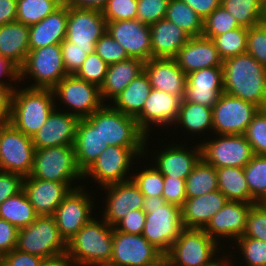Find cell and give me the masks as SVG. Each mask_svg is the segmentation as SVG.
I'll return each instance as SVG.
<instances>
[{
  "label": "cell",
  "instance_id": "obj_1",
  "mask_svg": "<svg viewBox=\"0 0 266 266\" xmlns=\"http://www.w3.org/2000/svg\"><path fill=\"white\" fill-rule=\"evenodd\" d=\"M224 93L266 109V68L245 53L223 61Z\"/></svg>",
  "mask_w": 266,
  "mask_h": 266
},
{
  "label": "cell",
  "instance_id": "obj_2",
  "mask_svg": "<svg viewBox=\"0 0 266 266\" xmlns=\"http://www.w3.org/2000/svg\"><path fill=\"white\" fill-rule=\"evenodd\" d=\"M102 221L92 218L67 242L66 255L75 266H107L110 263L113 227Z\"/></svg>",
  "mask_w": 266,
  "mask_h": 266
},
{
  "label": "cell",
  "instance_id": "obj_3",
  "mask_svg": "<svg viewBox=\"0 0 266 266\" xmlns=\"http://www.w3.org/2000/svg\"><path fill=\"white\" fill-rule=\"evenodd\" d=\"M52 89H15L11 99L10 123L30 138L45 124L56 108Z\"/></svg>",
  "mask_w": 266,
  "mask_h": 266
},
{
  "label": "cell",
  "instance_id": "obj_4",
  "mask_svg": "<svg viewBox=\"0 0 266 266\" xmlns=\"http://www.w3.org/2000/svg\"><path fill=\"white\" fill-rule=\"evenodd\" d=\"M146 213L142 236L166 254L179 237L182 224L181 207L167 203L163 197H144Z\"/></svg>",
  "mask_w": 266,
  "mask_h": 266
},
{
  "label": "cell",
  "instance_id": "obj_5",
  "mask_svg": "<svg viewBox=\"0 0 266 266\" xmlns=\"http://www.w3.org/2000/svg\"><path fill=\"white\" fill-rule=\"evenodd\" d=\"M86 119L99 130L104 145L145 148L147 136L139 129L136 119L105 103Z\"/></svg>",
  "mask_w": 266,
  "mask_h": 266
},
{
  "label": "cell",
  "instance_id": "obj_6",
  "mask_svg": "<svg viewBox=\"0 0 266 266\" xmlns=\"http://www.w3.org/2000/svg\"><path fill=\"white\" fill-rule=\"evenodd\" d=\"M16 249L46 259L65 255L67 243L59 234L54 216L43 215L18 229Z\"/></svg>",
  "mask_w": 266,
  "mask_h": 266
},
{
  "label": "cell",
  "instance_id": "obj_7",
  "mask_svg": "<svg viewBox=\"0 0 266 266\" xmlns=\"http://www.w3.org/2000/svg\"><path fill=\"white\" fill-rule=\"evenodd\" d=\"M29 177L60 183L83 179L76 163L74 145L35 149Z\"/></svg>",
  "mask_w": 266,
  "mask_h": 266
},
{
  "label": "cell",
  "instance_id": "obj_8",
  "mask_svg": "<svg viewBox=\"0 0 266 266\" xmlns=\"http://www.w3.org/2000/svg\"><path fill=\"white\" fill-rule=\"evenodd\" d=\"M30 74L35 83L29 88L53 89L67 74L60 44L33 49L28 52L19 69V81Z\"/></svg>",
  "mask_w": 266,
  "mask_h": 266
},
{
  "label": "cell",
  "instance_id": "obj_9",
  "mask_svg": "<svg viewBox=\"0 0 266 266\" xmlns=\"http://www.w3.org/2000/svg\"><path fill=\"white\" fill-rule=\"evenodd\" d=\"M217 246L203 229L183 228L166 255L174 266H212Z\"/></svg>",
  "mask_w": 266,
  "mask_h": 266
},
{
  "label": "cell",
  "instance_id": "obj_10",
  "mask_svg": "<svg viewBox=\"0 0 266 266\" xmlns=\"http://www.w3.org/2000/svg\"><path fill=\"white\" fill-rule=\"evenodd\" d=\"M34 154L32 138L10 122L0 125V171L28 177L33 167Z\"/></svg>",
  "mask_w": 266,
  "mask_h": 266
},
{
  "label": "cell",
  "instance_id": "obj_11",
  "mask_svg": "<svg viewBox=\"0 0 266 266\" xmlns=\"http://www.w3.org/2000/svg\"><path fill=\"white\" fill-rule=\"evenodd\" d=\"M220 137V138H219ZM215 140L200 144L201 158L216 168H244L254 157L251 145L244 134L220 135Z\"/></svg>",
  "mask_w": 266,
  "mask_h": 266
},
{
  "label": "cell",
  "instance_id": "obj_12",
  "mask_svg": "<svg viewBox=\"0 0 266 266\" xmlns=\"http://www.w3.org/2000/svg\"><path fill=\"white\" fill-rule=\"evenodd\" d=\"M259 110L253 103L223 92L212 108L213 131L218 135L244 134Z\"/></svg>",
  "mask_w": 266,
  "mask_h": 266
},
{
  "label": "cell",
  "instance_id": "obj_13",
  "mask_svg": "<svg viewBox=\"0 0 266 266\" xmlns=\"http://www.w3.org/2000/svg\"><path fill=\"white\" fill-rule=\"evenodd\" d=\"M145 148H126L108 146L95 162L83 173V178L91 176L101 187L128 181L125 175L129 172L132 159L143 155Z\"/></svg>",
  "mask_w": 266,
  "mask_h": 266
},
{
  "label": "cell",
  "instance_id": "obj_14",
  "mask_svg": "<svg viewBox=\"0 0 266 266\" xmlns=\"http://www.w3.org/2000/svg\"><path fill=\"white\" fill-rule=\"evenodd\" d=\"M52 90L54 97L73 108L71 113L79 118L92 115L103 105L100 88L75 74L66 75Z\"/></svg>",
  "mask_w": 266,
  "mask_h": 266
},
{
  "label": "cell",
  "instance_id": "obj_15",
  "mask_svg": "<svg viewBox=\"0 0 266 266\" xmlns=\"http://www.w3.org/2000/svg\"><path fill=\"white\" fill-rule=\"evenodd\" d=\"M163 255L142 234H126L113 227L112 256L107 266H147Z\"/></svg>",
  "mask_w": 266,
  "mask_h": 266
},
{
  "label": "cell",
  "instance_id": "obj_16",
  "mask_svg": "<svg viewBox=\"0 0 266 266\" xmlns=\"http://www.w3.org/2000/svg\"><path fill=\"white\" fill-rule=\"evenodd\" d=\"M81 187L73 189L56 208L54 218L60 236L67 243L93 217V201ZM90 198V199H89Z\"/></svg>",
  "mask_w": 266,
  "mask_h": 266
},
{
  "label": "cell",
  "instance_id": "obj_17",
  "mask_svg": "<svg viewBox=\"0 0 266 266\" xmlns=\"http://www.w3.org/2000/svg\"><path fill=\"white\" fill-rule=\"evenodd\" d=\"M106 31L107 22L102 11L68 6L67 41L80 48H95Z\"/></svg>",
  "mask_w": 266,
  "mask_h": 266
},
{
  "label": "cell",
  "instance_id": "obj_18",
  "mask_svg": "<svg viewBox=\"0 0 266 266\" xmlns=\"http://www.w3.org/2000/svg\"><path fill=\"white\" fill-rule=\"evenodd\" d=\"M107 32L126 50L130 58L146 62L152 58L150 25L138 19L107 22Z\"/></svg>",
  "mask_w": 266,
  "mask_h": 266
},
{
  "label": "cell",
  "instance_id": "obj_19",
  "mask_svg": "<svg viewBox=\"0 0 266 266\" xmlns=\"http://www.w3.org/2000/svg\"><path fill=\"white\" fill-rule=\"evenodd\" d=\"M224 92L222 66L203 68L187 74L184 100L213 108Z\"/></svg>",
  "mask_w": 266,
  "mask_h": 266
},
{
  "label": "cell",
  "instance_id": "obj_20",
  "mask_svg": "<svg viewBox=\"0 0 266 266\" xmlns=\"http://www.w3.org/2000/svg\"><path fill=\"white\" fill-rule=\"evenodd\" d=\"M79 187L81 186L72 188L71 183L41 180L29 176L23 178L22 184V190L39 216H53L63 199L73 189Z\"/></svg>",
  "mask_w": 266,
  "mask_h": 266
},
{
  "label": "cell",
  "instance_id": "obj_21",
  "mask_svg": "<svg viewBox=\"0 0 266 266\" xmlns=\"http://www.w3.org/2000/svg\"><path fill=\"white\" fill-rule=\"evenodd\" d=\"M253 204L250 202L228 200L210 219L203 230L215 241L220 236L231 239L233 237L236 241L245 231L247 215Z\"/></svg>",
  "mask_w": 266,
  "mask_h": 266
},
{
  "label": "cell",
  "instance_id": "obj_22",
  "mask_svg": "<svg viewBox=\"0 0 266 266\" xmlns=\"http://www.w3.org/2000/svg\"><path fill=\"white\" fill-rule=\"evenodd\" d=\"M181 99L164 91L152 88L147 97L142 112L135 118L139 129L146 135L150 123L170 125L176 121ZM149 129V130H148Z\"/></svg>",
  "mask_w": 266,
  "mask_h": 266
},
{
  "label": "cell",
  "instance_id": "obj_23",
  "mask_svg": "<svg viewBox=\"0 0 266 266\" xmlns=\"http://www.w3.org/2000/svg\"><path fill=\"white\" fill-rule=\"evenodd\" d=\"M79 120L71 111L62 113L55 108L32 138L35 149L74 145Z\"/></svg>",
  "mask_w": 266,
  "mask_h": 266
},
{
  "label": "cell",
  "instance_id": "obj_24",
  "mask_svg": "<svg viewBox=\"0 0 266 266\" xmlns=\"http://www.w3.org/2000/svg\"><path fill=\"white\" fill-rule=\"evenodd\" d=\"M108 191L104 219L114 227L132 210L143 209L144 195L132 179L103 187Z\"/></svg>",
  "mask_w": 266,
  "mask_h": 266
},
{
  "label": "cell",
  "instance_id": "obj_25",
  "mask_svg": "<svg viewBox=\"0 0 266 266\" xmlns=\"http://www.w3.org/2000/svg\"><path fill=\"white\" fill-rule=\"evenodd\" d=\"M174 59L186 75L203 68L223 66L214 41L203 35L191 37Z\"/></svg>",
  "mask_w": 266,
  "mask_h": 266
},
{
  "label": "cell",
  "instance_id": "obj_26",
  "mask_svg": "<svg viewBox=\"0 0 266 266\" xmlns=\"http://www.w3.org/2000/svg\"><path fill=\"white\" fill-rule=\"evenodd\" d=\"M144 71L152 88L184 98L187 75L174 58H151L145 62Z\"/></svg>",
  "mask_w": 266,
  "mask_h": 266
},
{
  "label": "cell",
  "instance_id": "obj_27",
  "mask_svg": "<svg viewBox=\"0 0 266 266\" xmlns=\"http://www.w3.org/2000/svg\"><path fill=\"white\" fill-rule=\"evenodd\" d=\"M68 4L63 3L43 20L29 26V50L61 44L66 38Z\"/></svg>",
  "mask_w": 266,
  "mask_h": 266
},
{
  "label": "cell",
  "instance_id": "obj_28",
  "mask_svg": "<svg viewBox=\"0 0 266 266\" xmlns=\"http://www.w3.org/2000/svg\"><path fill=\"white\" fill-rule=\"evenodd\" d=\"M227 201L226 196L219 190L195 198H186L181 207L184 228L203 229Z\"/></svg>",
  "mask_w": 266,
  "mask_h": 266
},
{
  "label": "cell",
  "instance_id": "obj_29",
  "mask_svg": "<svg viewBox=\"0 0 266 266\" xmlns=\"http://www.w3.org/2000/svg\"><path fill=\"white\" fill-rule=\"evenodd\" d=\"M165 151L157 154L155 168L163 177H172L186 180L191 174L194 166L201 159V147L198 144L194 150L188 151L182 146H168Z\"/></svg>",
  "mask_w": 266,
  "mask_h": 266
},
{
  "label": "cell",
  "instance_id": "obj_30",
  "mask_svg": "<svg viewBox=\"0 0 266 266\" xmlns=\"http://www.w3.org/2000/svg\"><path fill=\"white\" fill-rule=\"evenodd\" d=\"M152 58H175L191 38L173 22L163 18L150 25Z\"/></svg>",
  "mask_w": 266,
  "mask_h": 266
},
{
  "label": "cell",
  "instance_id": "obj_31",
  "mask_svg": "<svg viewBox=\"0 0 266 266\" xmlns=\"http://www.w3.org/2000/svg\"><path fill=\"white\" fill-rule=\"evenodd\" d=\"M29 51V26L18 21L0 26L1 57L20 69Z\"/></svg>",
  "mask_w": 266,
  "mask_h": 266
},
{
  "label": "cell",
  "instance_id": "obj_32",
  "mask_svg": "<svg viewBox=\"0 0 266 266\" xmlns=\"http://www.w3.org/2000/svg\"><path fill=\"white\" fill-rule=\"evenodd\" d=\"M108 145H104L99 135V130L86 119L80 118L76 137L74 142V150L76 163L78 168L84 173L107 149Z\"/></svg>",
  "mask_w": 266,
  "mask_h": 266
},
{
  "label": "cell",
  "instance_id": "obj_33",
  "mask_svg": "<svg viewBox=\"0 0 266 266\" xmlns=\"http://www.w3.org/2000/svg\"><path fill=\"white\" fill-rule=\"evenodd\" d=\"M145 62L137 58H129L108 65L103 84L100 86V96L104 103L106 98L114 99L128 84L144 71Z\"/></svg>",
  "mask_w": 266,
  "mask_h": 266
},
{
  "label": "cell",
  "instance_id": "obj_34",
  "mask_svg": "<svg viewBox=\"0 0 266 266\" xmlns=\"http://www.w3.org/2000/svg\"><path fill=\"white\" fill-rule=\"evenodd\" d=\"M152 87L145 71L139 74L128 86L113 99V108L136 118L143 109Z\"/></svg>",
  "mask_w": 266,
  "mask_h": 266
},
{
  "label": "cell",
  "instance_id": "obj_35",
  "mask_svg": "<svg viewBox=\"0 0 266 266\" xmlns=\"http://www.w3.org/2000/svg\"><path fill=\"white\" fill-rule=\"evenodd\" d=\"M38 216L23 190L0 204V219L17 229L29 226Z\"/></svg>",
  "mask_w": 266,
  "mask_h": 266
},
{
  "label": "cell",
  "instance_id": "obj_36",
  "mask_svg": "<svg viewBox=\"0 0 266 266\" xmlns=\"http://www.w3.org/2000/svg\"><path fill=\"white\" fill-rule=\"evenodd\" d=\"M218 190L228 200L250 202V191L246 182L244 168L223 167L216 168Z\"/></svg>",
  "mask_w": 266,
  "mask_h": 266
},
{
  "label": "cell",
  "instance_id": "obj_37",
  "mask_svg": "<svg viewBox=\"0 0 266 266\" xmlns=\"http://www.w3.org/2000/svg\"><path fill=\"white\" fill-rule=\"evenodd\" d=\"M181 124L183 128L191 133H202L205 129L213 130L212 108L200 104L181 100L178 116L174 122Z\"/></svg>",
  "mask_w": 266,
  "mask_h": 266
},
{
  "label": "cell",
  "instance_id": "obj_38",
  "mask_svg": "<svg viewBox=\"0 0 266 266\" xmlns=\"http://www.w3.org/2000/svg\"><path fill=\"white\" fill-rule=\"evenodd\" d=\"M185 190L187 198H195L218 190L216 169L201 158L186 178Z\"/></svg>",
  "mask_w": 266,
  "mask_h": 266
},
{
  "label": "cell",
  "instance_id": "obj_39",
  "mask_svg": "<svg viewBox=\"0 0 266 266\" xmlns=\"http://www.w3.org/2000/svg\"><path fill=\"white\" fill-rule=\"evenodd\" d=\"M165 18L190 37L201 36L203 33V18L181 0H169Z\"/></svg>",
  "mask_w": 266,
  "mask_h": 266
},
{
  "label": "cell",
  "instance_id": "obj_40",
  "mask_svg": "<svg viewBox=\"0 0 266 266\" xmlns=\"http://www.w3.org/2000/svg\"><path fill=\"white\" fill-rule=\"evenodd\" d=\"M250 203L266 202V155H254L244 167Z\"/></svg>",
  "mask_w": 266,
  "mask_h": 266
},
{
  "label": "cell",
  "instance_id": "obj_41",
  "mask_svg": "<svg viewBox=\"0 0 266 266\" xmlns=\"http://www.w3.org/2000/svg\"><path fill=\"white\" fill-rule=\"evenodd\" d=\"M63 3L60 0H17L16 21L26 26L37 24Z\"/></svg>",
  "mask_w": 266,
  "mask_h": 266
},
{
  "label": "cell",
  "instance_id": "obj_42",
  "mask_svg": "<svg viewBox=\"0 0 266 266\" xmlns=\"http://www.w3.org/2000/svg\"><path fill=\"white\" fill-rule=\"evenodd\" d=\"M221 6L236 19L240 27L249 29L260 24L261 0H221Z\"/></svg>",
  "mask_w": 266,
  "mask_h": 266
},
{
  "label": "cell",
  "instance_id": "obj_43",
  "mask_svg": "<svg viewBox=\"0 0 266 266\" xmlns=\"http://www.w3.org/2000/svg\"><path fill=\"white\" fill-rule=\"evenodd\" d=\"M248 29L235 28L216 36L213 41L223 61L245 54L247 51Z\"/></svg>",
  "mask_w": 266,
  "mask_h": 266
},
{
  "label": "cell",
  "instance_id": "obj_44",
  "mask_svg": "<svg viewBox=\"0 0 266 266\" xmlns=\"http://www.w3.org/2000/svg\"><path fill=\"white\" fill-rule=\"evenodd\" d=\"M239 27L236 19L226 9L219 6L203 20L202 35L213 40L216 36Z\"/></svg>",
  "mask_w": 266,
  "mask_h": 266
},
{
  "label": "cell",
  "instance_id": "obj_45",
  "mask_svg": "<svg viewBox=\"0 0 266 266\" xmlns=\"http://www.w3.org/2000/svg\"><path fill=\"white\" fill-rule=\"evenodd\" d=\"M244 136L255 155H266V109H260L253 117Z\"/></svg>",
  "mask_w": 266,
  "mask_h": 266
},
{
  "label": "cell",
  "instance_id": "obj_46",
  "mask_svg": "<svg viewBox=\"0 0 266 266\" xmlns=\"http://www.w3.org/2000/svg\"><path fill=\"white\" fill-rule=\"evenodd\" d=\"M131 179L138 186L144 197H162L164 189V177L155 168L151 167L136 173Z\"/></svg>",
  "mask_w": 266,
  "mask_h": 266
},
{
  "label": "cell",
  "instance_id": "obj_47",
  "mask_svg": "<svg viewBox=\"0 0 266 266\" xmlns=\"http://www.w3.org/2000/svg\"><path fill=\"white\" fill-rule=\"evenodd\" d=\"M107 68L108 64L96 52H92L86 57L82 67L75 75L100 88L105 80Z\"/></svg>",
  "mask_w": 266,
  "mask_h": 266
},
{
  "label": "cell",
  "instance_id": "obj_48",
  "mask_svg": "<svg viewBox=\"0 0 266 266\" xmlns=\"http://www.w3.org/2000/svg\"><path fill=\"white\" fill-rule=\"evenodd\" d=\"M241 237L257 238L266 242V202L253 204Z\"/></svg>",
  "mask_w": 266,
  "mask_h": 266
},
{
  "label": "cell",
  "instance_id": "obj_49",
  "mask_svg": "<svg viewBox=\"0 0 266 266\" xmlns=\"http://www.w3.org/2000/svg\"><path fill=\"white\" fill-rule=\"evenodd\" d=\"M236 241L247 266H266L265 241L248 237H240Z\"/></svg>",
  "mask_w": 266,
  "mask_h": 266
},
{
  "label": "cell",
  "instance_id": "obj_50",
  "mask_svg": "<svg viewBox=\"0 0 266 266\" xmlns=\"http://www.w3.org/2000/svg\"><path fill=\"white\" fill-rule=\"evenodd\" d=\"M102 15L106 22L137 19V0H108Z\"/></svg>",
  "mask_w": 266,
  "mask_h": 266
},
{
  "label": "cell",
  "instance_id": "obj_51",
  "mask_svg": "<svg viewBox=\"0 0 266 266\" xmlns=\"http://www.w3.org/2000/svg\"><path fill=\"white\" fill-rule=\"evenodd\" d=\"M95 52L108 65L130 58L126 50L107 31L95 44Z\"/></svg>",
  "mask_w": 266,
  "mask_h": 266
},
{
  "label": "cell",
  "instance_id": "obj_52",
  "mask_svg": "<svg viewBox=\"0 0 266 266\" xmlns=\"http://www.w3.org/2000/svg\"><path fill=\"white\" fill-rule=\"evenodd\" d=\"M63 63L67 74H76L86 57L95 52V48H80L64 39L61 44Z\"/></svg>",
  "mask_w": 266,
  "mask_h": 266
},
{
  "label": "cell",
  "instance_id": "obj_53",
  "mask_svg": "<svg viewBox=\"0 0 266 266\" xmlns=\"http://www.w3.org/2000/svg\"><path fill=\"white\" fill-rule=\"evenodd\" d=\"M169 0H137V19L152 25L165 18Z\"/></svg>",
  "mask_w": 266,
  "mask_h": 266
},
{
  "label": "cell",
  "instance_id": "obj_54",
  "mask_svg": "<svg viewBox=\"0 0 266 266\" xmlns=\"http://www.w3.org/2000/svg\"><path fill=\"white\" fill-rule=\"evenodd\" d=\"M247 54L266 68V26L258 24L248 29Z\"/></svg>",
  "mask_w": 266,
  "mask_h": 266
},
{
  "label": "cell",
  "instance_id": "obj_55",
  "mask_svg": "<svg viewBox=\"0 0 266 266\" xmlns=\"http://www.w3.org/2000/svg\"><path fill=\"white\" fill-rule=\"evenodd\" d=\"M162 197L167 203L182 207L187 198L185 180L164 177V189Z\"/></svg>",
  "mask_w": 266,
  "mask_h": 266
},
{
  "label": "cell",
  "instance_id": "obj_56",
  "mask_svg": "<svg viewBox=\"0 0 266 266\" xmlns=\"http://www.w3.org/2000/svg\"><path fill=\"white\" fill-rule=\"evenodd\" d=\"M146 213L143 209L132 210L121 219L114 228L126 234H142L145 226Z\"/></svg>",
  "mask_w": 266,
  "mask_h": 266
},
{
  "label": "cell",
  "instance_id": "obj_57",
  "mask_svg": "<svg viewBox=\"0 0 266 266\" xmlns=\"http://www.w3.org/2000/svg\"><path fill=\"white\" fill-rule=\"evenodd\" d=\"M23 177L19 174L0 171V204L22 190Z\"/></svg>",
  "mask_w": 266,
  "mask_h": 266
},
{
  "label": "cell",
  "instance_id": "obj_58",
  "mask_svg": "<svg viewBox=\"0 0 266 266\" xmlns=\"http://www.w3.org/2000/svg\"><path fill=\"white\" fill-rule=\"evenodd\" d=\"M42 258L13 249L0 258V266H39Z\"/></svg>",
  "mask_w": 266,
  "mask_h": 266
},
{
  "label": "cell",
  "instance_id": "obj_59",
  "mask_svg": "<svg viewBox=\"0 0 266 266\" xmlns=\"http://www.w3.org/2000/svg\"><path fill=\"white\" fill-rule=\"evenodd\" d=\"M18 229L6 220L0 219V258L16 249Z\"/></svg>",
  "mask_w": 266,
  "mask_h": 266
},
{
  "label": "cell",
  "instance_id": "obj_60",
  "mask_svg": "<svg viewBox=\"0 0 266 266\" xmlns=\"http://www.w3.org/2000/svg\"><path fill=\"white\" fill-rule=\"evenodd\" d=\"M189 5L203 20L216 8L221 6V0H181Z\"/></svg>",
  "mask_w": 266,
  "mask_h": 266
},
{
  "label": "cell",
  "instance_id": "obj_61",
  "mask_svg": "<svg viewBox=\"0 0 266 266\" xmlns=\"http://www.w3.org/2000/svg\"><path fill=\"white\" fill-rule=\"evenodd\" d=\"M12 91L0 85V125L10 122Z\"/></svg>",
  "mask_w": 266,
  "mask_h": 266
},
{
  "label": "cell",
  "instance_id": "obj_62",
  "mask_svg": "<svg viewBox=\"0 0 266 266\" xmlns=\"http://www.w3.org/2000/svg\"><path fill=\"white\" fill-rule=\"evenodd\" d=\"M17 0H0V26L16 21Z\"/></svg>",
  "mask_w": 266,
  "mask_h": 266
},
{
  "label": "cell",
  "instance_id": "obj_63",
  "mask_svg": "<svg viewBox=\"0 0 266 266\" xmlns=\"http://www.w3.org/2000/svg\"><path fill=\"white\" fill-rule=\"evenodd\" d=\"M2 75L7 76L12 81L16 82V80L19 81V69L11 63L8 59H5L0 56V77ZM0 85L9 88L12 92L15 90L12 84L8 85L7 83H4L2 79H0Z\"/></svg>",
  "mask_w": 266,
  "mask_h": 266
},
{
  "label": "cell",
  "instance_id": "obj_64",
  "mask_svg": "<svg viewBox=\"0 0 266 266\" xmlns=\"http://www.w3.org/2000/svg\"><path fill=\"white\" fill-rule=\"evenodd\" d=\"M108 0H69L68 6L78 9H95L102 11Z\"/></svg>",
  "mask_w": 266,
  "mask_h": 266
},
{
  "label": "cell",
  "instance_id": "obj_65",
  "mask_svg": "<svg viewBox=\"0 0 266 266\" xmlns=\"http://www.w3.org/2000/svg\"><path fill=\"white\" fill-rule=\"evenodd\" d=\"M39 266H75L67 255H57L52 258L42 259Z\"/></svg>",
  "mask_w": 266,
  "mask_h": 266
},
{
  "label": "cell",
  "instance_id": "obj_66",
  "mask_svg": "<svg viewBox=\"0 0 266 266\" xmlns=\"http://www.w3.org/2000/svg\"><path fill=\"white\" fill-rule=\"evenodd\" d=\"M147 266H174L170 258L164 254L157 261L147 265Z\"/></svg>",
  "mask_w": 266,
  "mask_h": 266
},
{
  "label": "cell",
  "instance_id": "obj_67",
  "mask_svg": "<svg viewBox=\"0 0 266 266\" xmlns=\"http://www.w3.org/2000/svg\"><path fill=\"white\" fill-rule=\"evenodd\" d=\"M260 24L266 26V0L262 1Z\"/></svg>",
  "mask_w": 266,
  "mask_h": 266
},
{
  "label": "cell",
  "instance_id": "obj_68",
  "mask_svg": "<svg viewBox=\"0 0 266 266\" xmlns=\"http://www.w3.org/2000/svg\"><path fill=\"white\" fill-rule=\"evenodd\" d=\"M224 258H222V260L220 261V259L212 266H228V260L226 259V256H225V259L223 260Z\"/></svg>",
  "mask_w": 266,
  "mask_h": 266
},
{
  "label": "cell",
  "instance_id": "obj_69",
  "mask_svg": "<svg viewBox=\"0 0 266 266\" xmlns=\"http://www.w3.org/2000/svg\"><path fill=\"white\" fill-rule=\"evenodd\" d=\"M62 3H67L69 0H60Z\"/></svg>",
  "mask_w": 266,
  "mask_h": 266
}]
</instances>
